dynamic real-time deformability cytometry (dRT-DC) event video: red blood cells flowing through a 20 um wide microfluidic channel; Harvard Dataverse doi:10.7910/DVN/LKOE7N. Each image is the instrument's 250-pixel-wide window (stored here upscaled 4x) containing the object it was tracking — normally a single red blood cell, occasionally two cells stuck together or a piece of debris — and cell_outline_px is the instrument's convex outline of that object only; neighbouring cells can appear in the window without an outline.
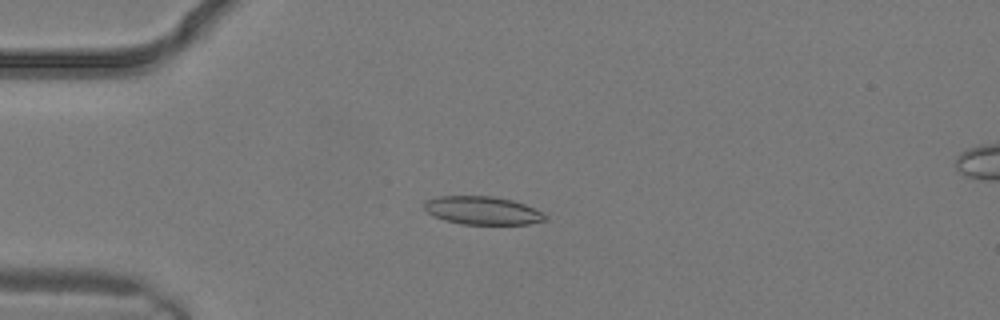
{"species": "common noctule bat (a hibernating species)", "species_latin": "Nyctalus noctula", "temperature_condition": "warm", "stored_images_in_passage": 2, "camera_frame_rate_fps": 3000, "um_per_image_px": 0.085, "animal": {"sex": "male", "body_mass_g": 19.2, "forearm_length_mm": 51.8}, "frame": {"image": 1, "passage_image": 2, "time_ms": 0.333, "image_size_px": [1000, 320], "cell_outline_px": [[548, 220], [528, 224], [460, 224], [444, 220], [432, 216], [424, 208], [424, 204], [428, 200], [440, 196], [492, 196], [512, 200], [524, 204], [548, 216]], "centroid_in_image_um": [41.01, 17.9], "position_along_channel_um": 44.0, "area_um2": 19.77}}